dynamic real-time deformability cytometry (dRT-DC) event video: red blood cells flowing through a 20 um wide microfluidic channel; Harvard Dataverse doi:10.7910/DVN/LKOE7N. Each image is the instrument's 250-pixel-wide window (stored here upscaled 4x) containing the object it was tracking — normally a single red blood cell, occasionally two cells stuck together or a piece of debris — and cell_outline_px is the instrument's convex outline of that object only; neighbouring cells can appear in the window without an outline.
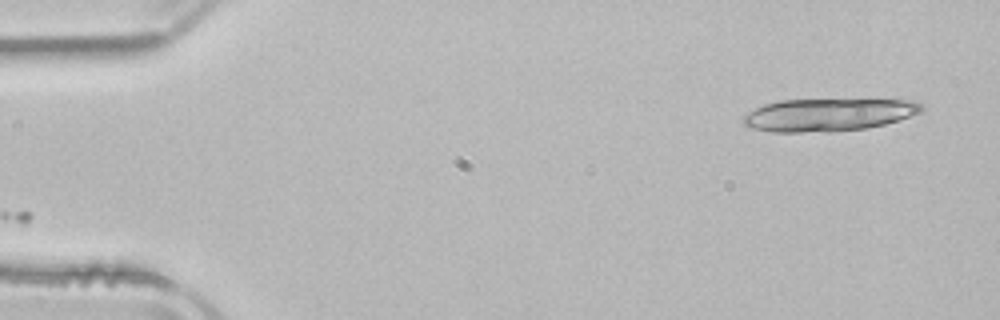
{"species": "common noctule bat (a hibernating species)", "species_latin": "Nyctalus noctula", "temperature_condition": "room temperature", "stored_images_in_passage": 17, "camera_frame_rate_fps": 3000, "um_per_image_px": 0.085, "animal": {"sex": "male", "body_mass_g": 21.5, "forearm_length_mm": 52.0}, "frame": {"image": 1, "passage_image": 1, "time_ms": 0.0, "image_size_px": [1000, 320], "cell_outline_px": [[924, 112], [900, 120], [868, 128], [832, 132], [772, 132], [752, 128], [744, 124], [740, 120], [748, 112], [764, 104], [780, 100], [916, 100], [924, 104]], "centroid_in_image_um": [70.46, 9.76], "position_along_channel_um": 14.5, "area_um2": 34.28}}